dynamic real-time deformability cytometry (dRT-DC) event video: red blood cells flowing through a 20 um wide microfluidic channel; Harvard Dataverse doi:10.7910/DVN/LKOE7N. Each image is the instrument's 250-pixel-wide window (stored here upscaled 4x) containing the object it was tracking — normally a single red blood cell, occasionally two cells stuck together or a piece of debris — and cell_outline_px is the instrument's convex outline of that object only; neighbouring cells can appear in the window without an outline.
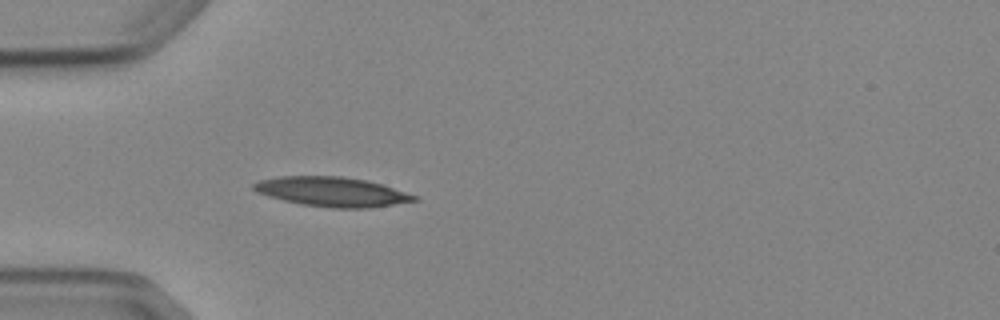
{"species": "Egyptian fruit bat (a non-hibernating species)", "species_latin": "Rousettus aegyptiacus", "temperature_condition": "cold", "stored_images_in_passage": 1, "camera_frame_rate_fps": 3000, "um_per_image_px": 0.085, "animal": {"sex": "female"}, "frame": {"image": 1, "passage_image": 1, "time_ms": 0.0, "image_size_px": [1000, 320], "cell_outline_px": [[420, 200], [368, 208], [332, 208], [300, 204], [268, 196], [256, 192], [252, 188], [252, 184], [260, 180], [280, 176], [344, 176], [368, 180], [420, 196]], "centroid_in_image_um": [28.25, 16.3], "position_along_channel_um": 56.8, "area_um2": 27.8}}